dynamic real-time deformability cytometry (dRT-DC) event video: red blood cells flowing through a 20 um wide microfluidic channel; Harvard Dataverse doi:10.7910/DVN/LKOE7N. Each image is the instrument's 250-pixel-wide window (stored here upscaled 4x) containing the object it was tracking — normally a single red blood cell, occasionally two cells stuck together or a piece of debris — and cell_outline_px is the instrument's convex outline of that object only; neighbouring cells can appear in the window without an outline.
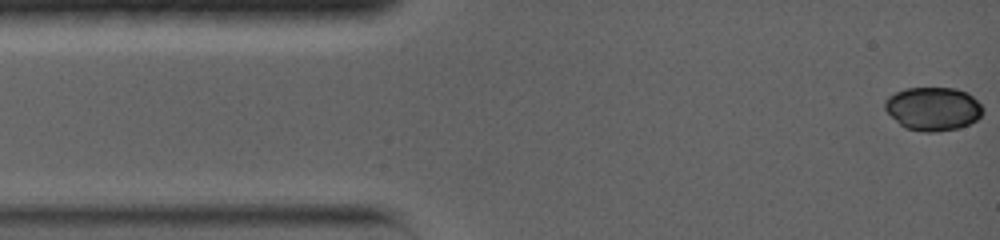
{"species": "common noctule bat (a hibernating species)", "species_latin": "Nyctalus noctula", "temperature_condition": "warm", "stored_images_in_passage": 66, "camera_frame_rate_fps": 5000, "um_per_image_px": 0.085, "animal": {"sex": "female", "body_mass_g": 19.0, "forearm_length_mm": 56.7}, "frame": {"image": 1, "passage_image": 1, "time_ms": 0.0, "image_size_px": [1000, 240], "cell_outline_px": [[984, 112], [976, 120], [968, 124], [956, 128], [936, 132], [924, 132], [904, 128], [884, 108], [884, 100], [888, 96], [904, 88], [956, 88], [968, 92], [984, 108]], "centroid_in_image_um": [79.3, 9.23], "position_along_channel_um": 5.7, "area_um2": 24.85}}
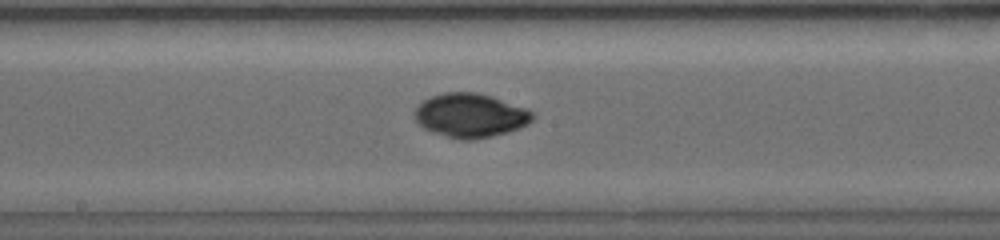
{"frame": {"image": 2, "passage_image": 38, "time_ms": 7.4, "image_size_px": [1000, 240], "cell_outline_px": [[536, 116], [528, 124], [520, 128], [508, 132], [492, 136], [472, 140], [460, 140], [432, 132], [424, 128], [416, 120], [416, 108], [424, 100], [432, 96], [444, 92], [476, 92], [492, 96], [528, 108]], "centroid_in_image_um": [40.03, 9.81], "position_along_channel_um": 208.2, "area_um2": 30.29}}
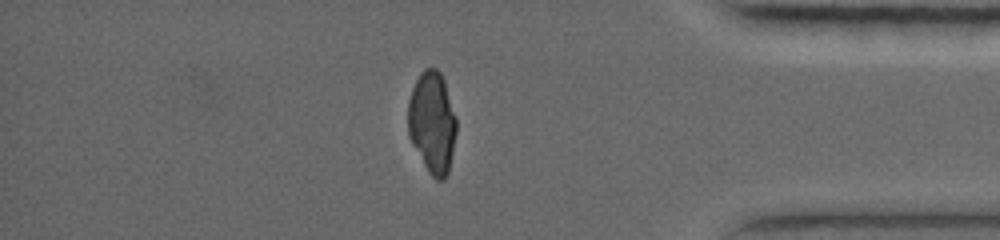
{"frame": {"image": 3, "passage_image": 66, "time_ms": 13.0, "image_size_px": [1000, 240], "cell_outline_px": [[456, 132], [448, 172], [444, 180], [436, 180], [428, 172], [412, 144], [408, 136], [408, 100], [412, 88], [420, 72], [424, 68], [436, 68], [440, 72], [444, 80], [456, 116]], "centroid_in_image_um": [36.72, 10.4], "position_along_channel_um": 398.5, "area_um2": 28.78}}